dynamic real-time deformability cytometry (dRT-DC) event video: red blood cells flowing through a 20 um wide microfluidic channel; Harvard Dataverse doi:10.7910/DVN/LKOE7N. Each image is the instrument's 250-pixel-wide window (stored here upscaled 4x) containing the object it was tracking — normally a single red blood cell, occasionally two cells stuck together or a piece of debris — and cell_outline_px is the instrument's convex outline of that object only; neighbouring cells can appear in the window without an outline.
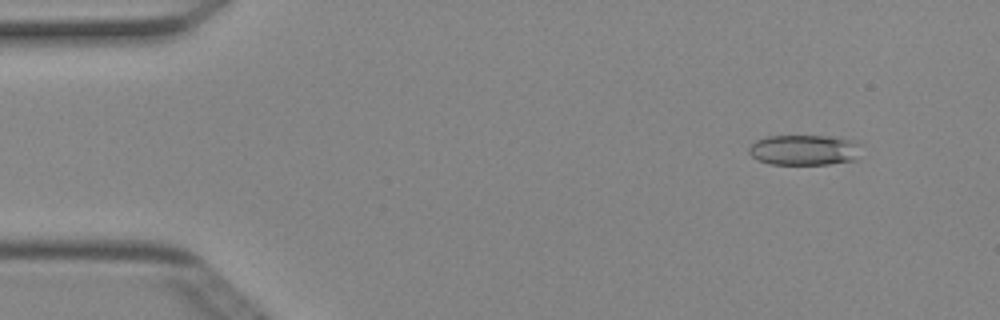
{"species": "Egyptian fruit bat (a non-hibernating species)", "species_latin": "Rousettus aegyptiacus", "temperature_condition": "cold", "stored_images_in_passage": 13, "camera_frame_rate_fps": 3000, "um_per_image_px": 0.085, "animal": {"sex": "female"}, "frame": {"image": 1, "passage_image": 3, "time_ms": 0.667, "image_size_px": [1000, 320], "cell_outline_px": [[860, 144], [856, 160], [828, 164], [768, 164], [752, 156], [748, 152], [748, 148], [756, 140], [768, 136], [828, 136], [860, 140]], "centroid_in_image_um": [68.39, 12.74], "position_along_channel_um": 16.6, "area_um2": 20.06}}